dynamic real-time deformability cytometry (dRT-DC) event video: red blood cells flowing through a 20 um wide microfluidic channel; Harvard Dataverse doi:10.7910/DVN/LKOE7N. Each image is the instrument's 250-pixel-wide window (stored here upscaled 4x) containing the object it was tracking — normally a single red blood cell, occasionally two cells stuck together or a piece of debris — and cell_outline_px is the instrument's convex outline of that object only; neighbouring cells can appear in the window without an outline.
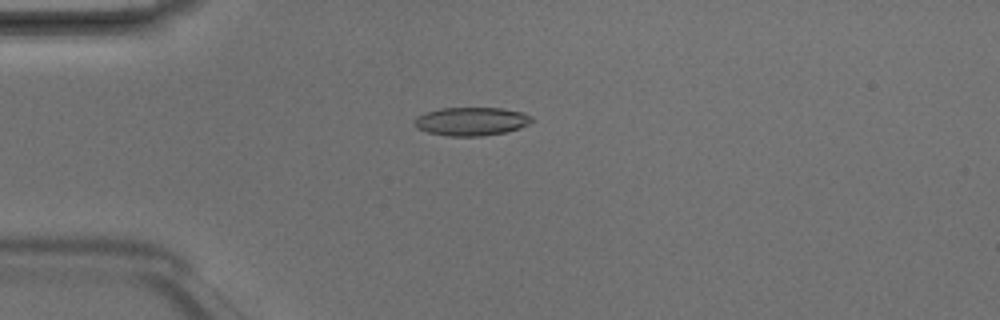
{"species": "Egyptian fruit bat (a non-hibernating species)", "species_latin": "Rousettus aegyptiacus", "temperature_condition": "room temperature", "stored_images_in_passage": 2, "camera_frame_rate_fps": 3000, "um_per_image_px": 0.085, "animal": {"sex": "male"}, "frame": {"image": 1, "passage_image": 2, "time_ms": 0.333, "image_size_px": [1000, 320], "cell_outline_px": [[536, 120], [520, 128], [504, 132], [480, 136], [448, 136], [428, 132], [416, 128], [412, 120], [416, 116], [440, 108], [500, 108], [524, 112], [532, 116]], "centroid_in_image_um": [40.07, 10.31], "position_along_channel_um": 44.9, "area_um2": 19.54}}